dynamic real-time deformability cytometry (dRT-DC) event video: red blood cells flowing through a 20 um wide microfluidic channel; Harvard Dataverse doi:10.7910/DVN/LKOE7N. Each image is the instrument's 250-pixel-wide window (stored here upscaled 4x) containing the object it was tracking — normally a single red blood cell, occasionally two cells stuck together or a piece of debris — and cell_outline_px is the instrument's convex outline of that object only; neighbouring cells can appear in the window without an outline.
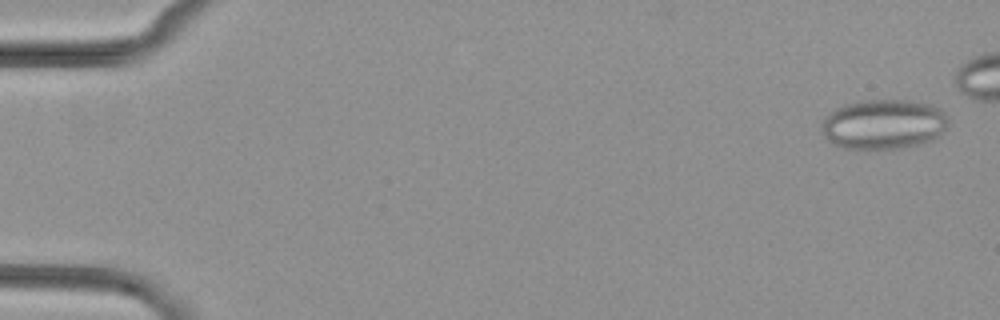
{"species": "common noctule bat (a hibernating species)", "species_latin": "Nyctalus noctula", "temperature_condition": "cold", "stored_images_in_passage": 47, "camera_frame_rate_fps": 3000, "um_per_image_px": 0.085, "animal": {"sex": "female", "body_mass_g": 29.2, "forearm_length_mm": 56.3}, "frame": {"image": 1, "passage_image": 2, "time_ms": 0.333, "image_size_px": [1000, 320], "cell_outline_px": [[948, 128], [940, 136], [932, 140], [900, 148], [844, 148], [828, 140], [824, 136], [820, 128], [820, 124], [824, 116], [836, 108], [844, 104], [860, 100], [908, 100], [928, 104], [940, 108], [944, 112], [948, 120]], "centroid_in_image_um": [75.1, 10.54], "position_along_channel_um": 9.9, "area_um2": 36.99}}
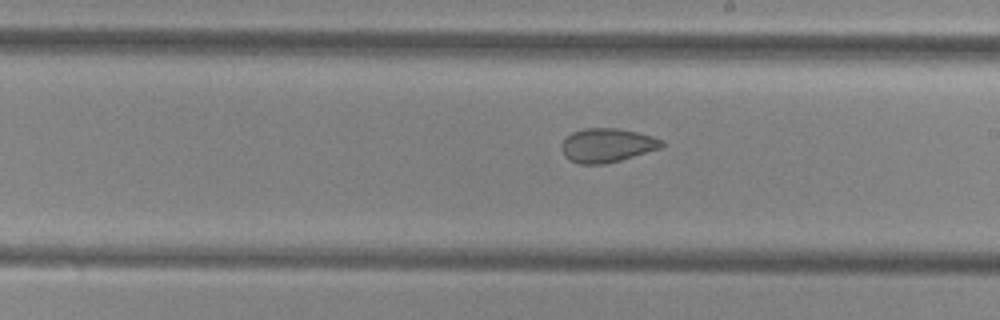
{"frame": {"image": 2, "passage_image": 31, "time_ms": 10.0, "image_size_px": [1000, 320], "cell_outline_px": [[664, 144], [660, 148], [620, 160], [604, 164], [580, 164], [564, 156], [560, 148], [560, 144], [572, 132], [584, 128], [616, 128], [636, 132], [652, 136], [664, 140]], "centroid_in_image_um": [51.58, 12.34], "position_along_channel_um": 237.4, "area_um2": 19.71}}
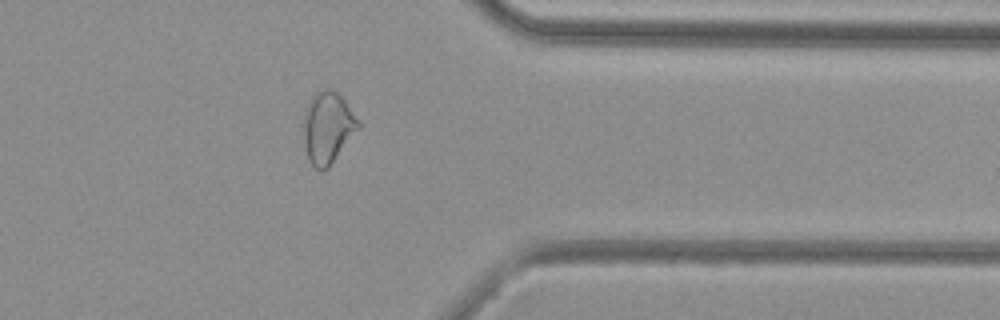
{"frame": {"image": 3, "passage_image": 43, "time_ms": 14.0, "image_size_px": [1000, 320], "cell_outline_px": [[360, 128], [328, 168], [320, 172], [312, 164], [308, 156], [304, 144], [304, 112], [312, 96], [316, 92], [324, 88], [328, 88], [336, 92], [344, 100], [360, 120]], "centroid_in_image_um": [27.87, 10.84], "position_along_channel_um": 383.5, "area_um2": 22.77}}